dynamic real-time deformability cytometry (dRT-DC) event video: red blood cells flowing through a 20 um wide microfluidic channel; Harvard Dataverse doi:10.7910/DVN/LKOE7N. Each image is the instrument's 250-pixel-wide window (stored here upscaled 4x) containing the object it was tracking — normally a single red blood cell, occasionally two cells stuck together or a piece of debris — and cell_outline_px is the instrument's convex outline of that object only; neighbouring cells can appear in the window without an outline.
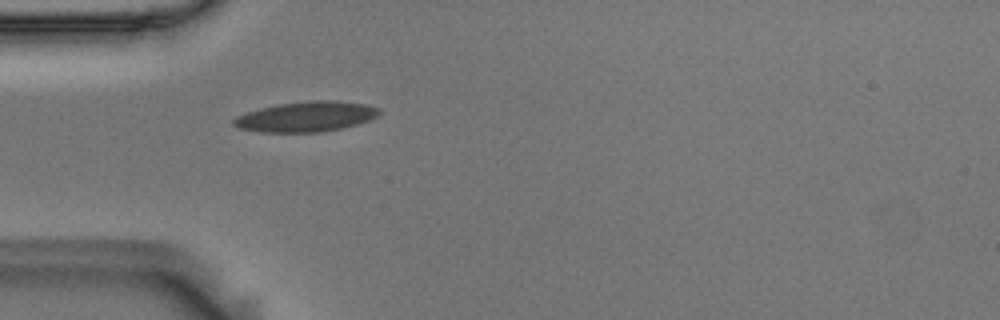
{"species": "Egyptian fruit bat (a non-hibernating species)", "species_latin": "Rousettus aegyptiacus", "temperature_condition": "room temperature", "stored_images_in_passage": 35, "camera_frame_rate_fps": 3000, "um_per_image_px": 0.085, "animal": {"sex": "male"}, "frame": {"image": 1, "passage_image": 1, "time_ms": 0.0, "image_size_px": [1000, 320], "cell_outline_px": [[380, 112], [376, 116], [368, 120], [356, 124], [340, 128], [320, 132], [260, 132], [240, 128], [232, 124], [232, 120], [236, 116], [260, 108], [276, 104], [312, 100], [336, 100], [364, 104], [380, 108]], "centroid_in_image_um": [25.99, 9.9], "position_along_channel_um": 59.0, "area_um2": 25.49}}
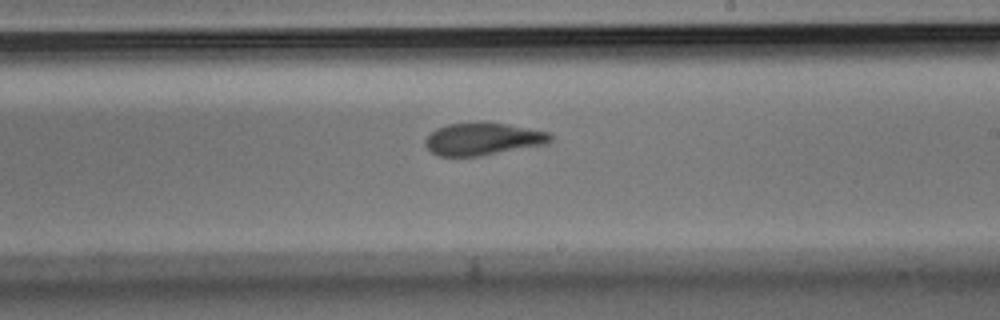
{"frame": {"image": 2, "passage_image": 17, "time_ms": 5.333, "image_size_px": [1000, 320], "cell_outline_px": [[552, 140], [548, 144], [480, 156], [440, 156], [432, 152], [424, 144], [424, 140], [436, 128], [448, 124], [508, 124], [548, 132], [552, 136]], "centroid_in_image_um": [41.06, 11.84], "position_along_channel_um": 247.9, "area_um2": 23.18}}
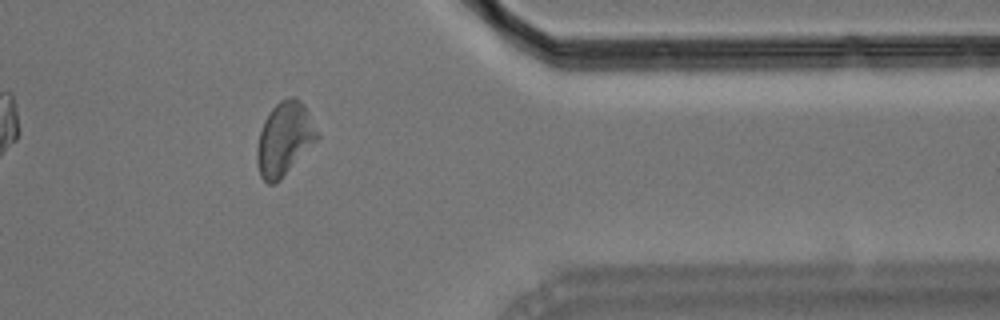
{"frame": {"image": 3, "passage_image": 30, "time_ms": 9.667, "image_size_px": [1000, 320], "cell_outline_px": [[320, 136], [280, 180], [276, 184], [268, 184], [260, 176], [256, 164], [256, 148], [260, 132], [264, 120], [272, 108], [280, 100], [288, 96], [296, 96], [304, 104]], "centroid_in_image_um": [24.15, 11.8], "position_along_channel_um": 387.2, "area_um2": 25.72}, "authors_computed_cell_mechanics": {"area_um2": 24.3338, "velocity_mm_per_s": 3.5888, "shape_relaxation_time_tau1_ms": 6.3553, "shape_relaxation_time_tau2_ms": 2.2123, "deformation_change_tau1": 0.1381, "deformation_change_tau2": 0.0831}}